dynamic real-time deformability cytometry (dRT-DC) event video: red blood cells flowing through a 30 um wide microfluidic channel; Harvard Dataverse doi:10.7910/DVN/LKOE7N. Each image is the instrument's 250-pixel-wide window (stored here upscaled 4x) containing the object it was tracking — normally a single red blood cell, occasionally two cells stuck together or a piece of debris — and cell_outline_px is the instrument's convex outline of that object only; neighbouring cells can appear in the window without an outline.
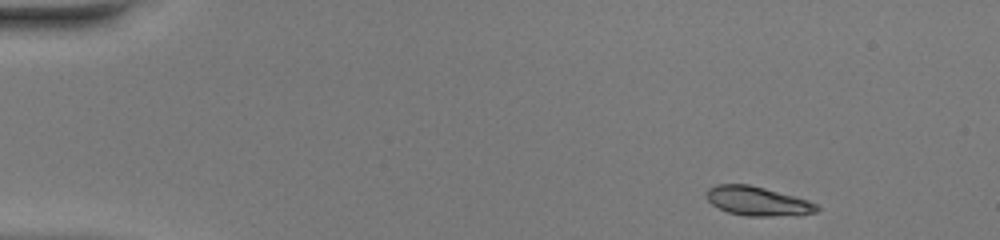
{"species": "common noctule bat (a hibernating species)", "species_latin": "Nyctalus noctula", "temperature_condition": "warm", "stored_images_in_passage": 45, "camera_frame_rate_fps": 3000, "um_per_image_px": 0.085, "animal": {"sex": "female", "body_mass_g": 20.0, "forearm_length_mm": 54.0}, "frame": {"image": 1, "passage_image": 1, "time_ms": 0.0, "image_size_px": [1000, 240], "cell_outline_px": [[820, 208], [816, 212], [800, 216], [748, 216], [728, 212], [712, 204], [704, 196], [704, 192], [708, 188], [716, 184], [748, 184], [764, 188], [808, 200], [816, 204]], "centroid_in_image_um": [64.39, 17.1], "position_along_channel_um": 20.6, "area_um2": 18.9}}
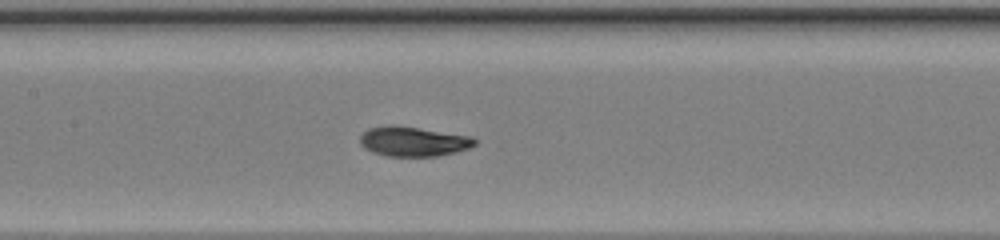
{"frame": {"image": 2, "passage_image": 20, "time_ms": 6.333, "image_size_px": [1000, 240], "cell_outline_px": [[476, 144], [468, 148], [456, 152], [436, 156], [388, 156], [372, 152], [364, 148], [360, 144], [360, 136], [368, 128], [388, 124], [392, 124], [472, 136], [476, 140]], "centroid_in_image_um": [35.1, 12.01], "position_along_channel_um": 172.3, "area_um2": 19.94}}
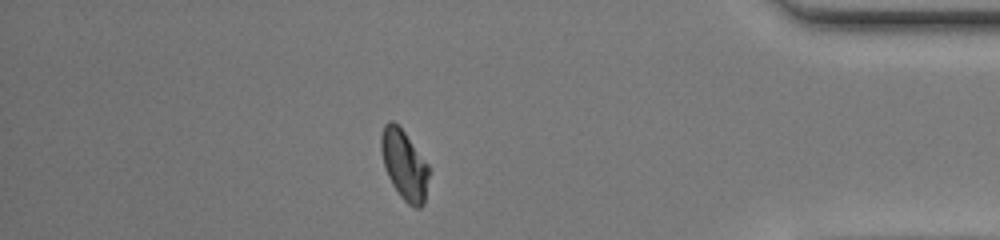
{"frame": {"image": 3, "passage_image": 39, "time_ms": 12.667, "image_size_px": [1000, 240], "cell_outline_px": [[428, 176], [424, 204], [420, 208], [416, 208], [408, 204], [400, 196], [392, 184], [388, 176], [380, 152], [380, 136], [384, 124], [388, 120], [392, 120], [404, 132], [428, 164]], "centroid_in_image_um": [34.34, 14.01], "position_along_channel_um": 400.9, "area_um2": 19.25}, "authors_computed_cell_mechanics": {"area_um2": 19.5364, "velocity_mm_per_s": 4.1263, "shape_relaxation_time_tau1_ms": 4.5427, "shape_relaxation_time_tau2_ms": null, "deformation_change_tau1": 0.1951, "deformation_change_tau2": null}}